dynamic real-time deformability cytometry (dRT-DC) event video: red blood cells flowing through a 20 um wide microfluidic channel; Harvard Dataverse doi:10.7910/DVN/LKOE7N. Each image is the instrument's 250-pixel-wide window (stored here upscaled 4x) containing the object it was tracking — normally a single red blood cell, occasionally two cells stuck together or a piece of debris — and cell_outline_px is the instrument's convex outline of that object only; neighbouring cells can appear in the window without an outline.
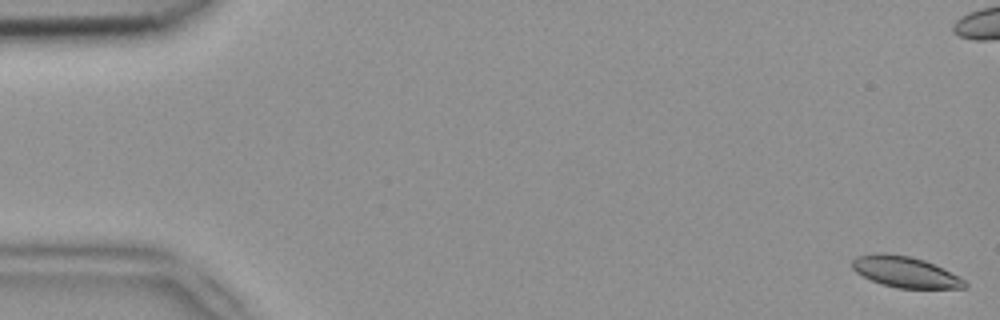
{"species": "common noctule bat (a hibernating species)", "species_latin": "Nyctalus noctula", "temperature_condition": "room temperature", "stored_images_in_passage": 15, "camera_frame_rate_fps": 3000, "um_per_image_px": 0.085, "animal": {"sex": "female", "body_mass_g": 18.4}, "frame": {"image": 1, "passage_image": 1, "time_ms": 0.0, "image_size_px": [1000, 320], "cell_outline_px": [[968, 284], [964, 288], [896, 288], [872, 280], [856, 272], [852, 268], [852, 260], [856, 256], [880, 252], [884, 252], [908, 256], [924, 260], [964, 280]], "centroid_in_image_um": [76.89, 23.11], "position_along_channel_um": 8.1, "area_um2": 19.88}}